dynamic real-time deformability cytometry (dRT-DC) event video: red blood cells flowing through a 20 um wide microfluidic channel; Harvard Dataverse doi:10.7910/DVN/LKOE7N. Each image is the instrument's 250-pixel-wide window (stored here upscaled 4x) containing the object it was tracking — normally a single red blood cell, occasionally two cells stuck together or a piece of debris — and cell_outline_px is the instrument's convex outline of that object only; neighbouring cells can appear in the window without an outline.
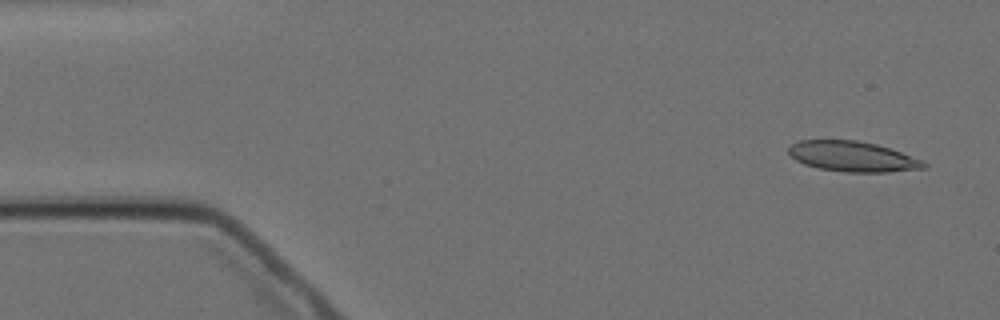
{"species": "Egyptian fruit bat (a non-hibernating species)", "species_latin": "Rousettus aegyptiacus", "temperature_condition": "cold", "stored_images_in_passage": 6, "camera_frame_rate_fps": 3000, "um_per_image_px": 0.085, "animal": {"sex": "female"}, "frame": {"image": 1, "passage_image": 1, "time_ms": 0.0, "image_size_px": [1000, 320], "cell_outline_px": [[928, 168], [888, 172], [844, 172], [820, 168], [804, 164], [796, 160], [788, 152], [788, 148], [792, 144], [800, 140], [856, 140], [876, 144], [924, 160], [928, 164]], "centroid_in_image_um": [72.51, 13.31], "position_along_channel_um": 12.5, "area_um2": 23.87}}
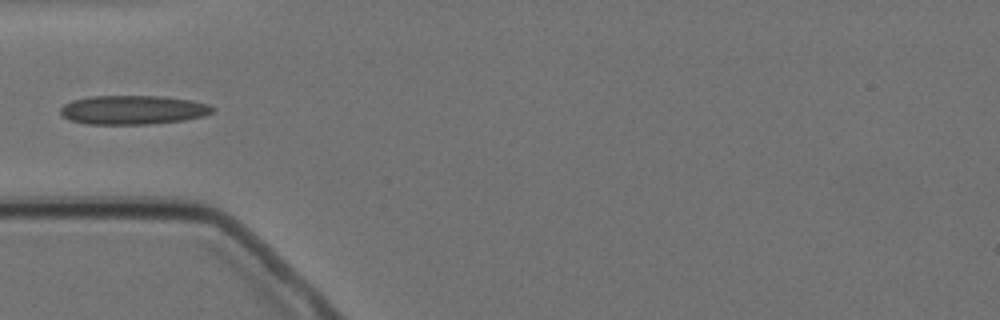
{"frame": {"image": 2, "passage_image": 5, "time_ms": 4.667, "image_size_px": [1000, 320], "cell_outline_px": [[216, 108], [212, 112], [204, 116], [184, 120], [148, 124], [88, 124], [72, 120], [64, 116], [60, 112], [60, 108], [64, 104], [72, 100], [92, 96], [160, 96], [192, 100], [208, 104]], "centroid_in_image_um": [11.33, 9.33], "position_along_channel_um": 73.7, "area_um2": 25.66}}
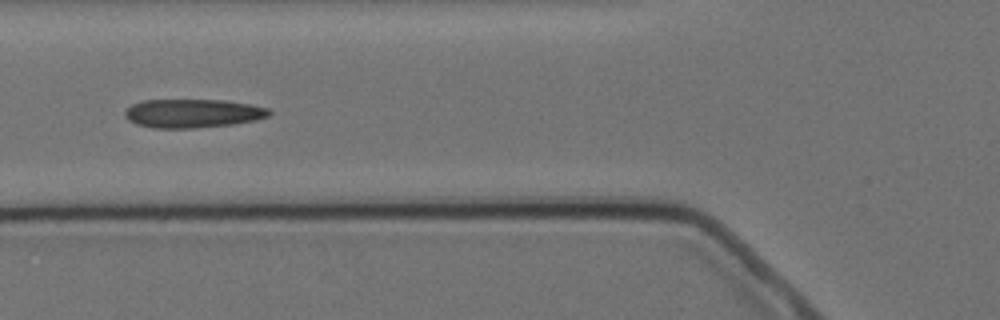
{"frame": {"image": 3, "passage_image": 6, "time_ms": 5.667, "image_size_px": [1000, 320], "cell_outline_px": [[272, 112], [268, 116], [256, 120], [232, 124], [196, 128], [152, 128], [136, 124], [128, 120], [124, 116], [124, 112], [132, 104], [140, 100], [224, 100], [252, 104], [268, 108]], "centroid_in_image_um": [16.37, 9.63], "position_along_channel_um": 109.4, "area_um2": 24.28}}